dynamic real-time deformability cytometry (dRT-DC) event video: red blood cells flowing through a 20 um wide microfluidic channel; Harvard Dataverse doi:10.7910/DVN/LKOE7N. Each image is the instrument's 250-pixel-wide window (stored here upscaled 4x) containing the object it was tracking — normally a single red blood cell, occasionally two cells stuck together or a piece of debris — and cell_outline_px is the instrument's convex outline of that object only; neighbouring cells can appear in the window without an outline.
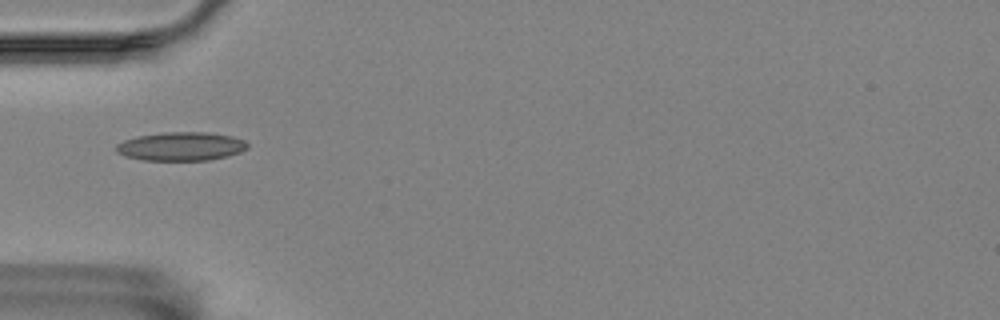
{"species": "Egyptian fruit bat (a non-hibernating species)", "species_latin": "Rousettus aegyptiacus", "temperature_condition": "room temperature", "stored_images_in_passage": 19, "camera_frame_rate_fps": 3000, "um_per_image_px": 0.085, "animal": {"sex": "female"}, "frame": {"image": 1, "passage_image": 1, "time_ms": 0.0, "image_size_px": [1000, 320], "cell_outline_px": [[248, 148], [240, 152], [228, 156], [208, 160], [144, 160], [128, 156], [116, 152], [116, 144], [124, 140], [136, 136], [164, 132], [208, 132], [232, 136], [244, 140], [248, 144]], "centroid_in_image_um": [15.41, 12.43], "position_along_channel_um": 69.6, "area_um2": 21.91}}
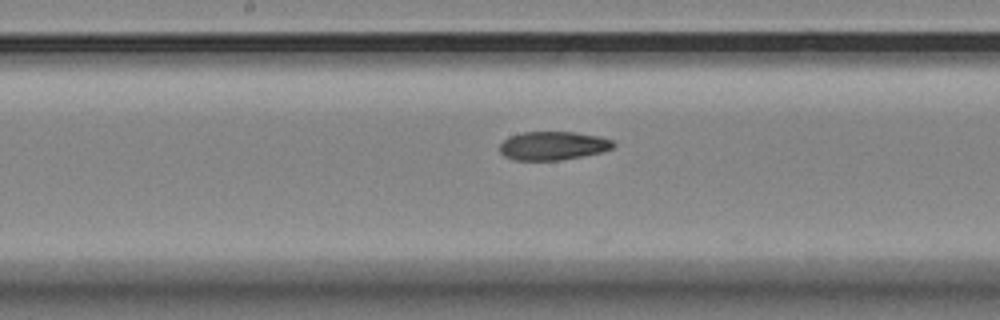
{"frame": {"image": 2, "passage_image": 12, "time_ms": 3.667, "image_size_px": [1000, 320], "cell_outline_px": [[616, 144], [612, 148], [600, 152], [560, 160], [516, 160], [504, 156], [500, 152], [500, 144], [508, 136], [520, 132], [576, 132], [600, 136], [612, 140]], "centroid_in_image_um": [46.98, 12.37], "position_along_channel_um": 201.2, "area_um2": 18.9}}
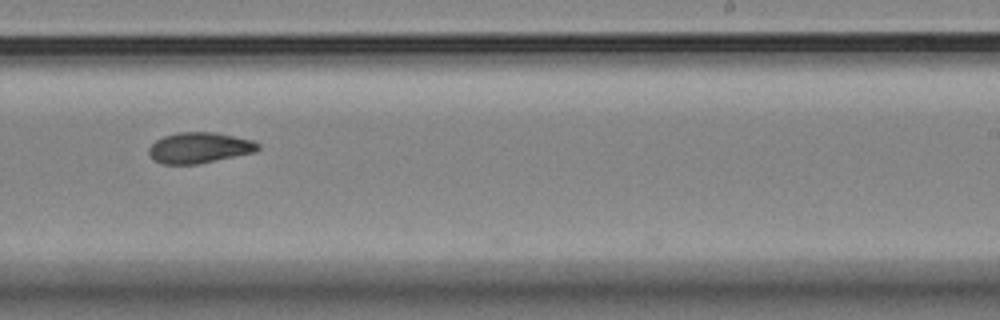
{"frame": {"image": 3, "passage_image": 18, "time_ms": 5.667, "image_size_px": [1000, 320], "cell_outline_px": [[260, 148], [256, 152], [196, 164], [164, 164], [156, 160], [148, 152], [148, 148], [156, 140], [164, 136], [176, 132], [216, 132], [252, 140], [260, 144]], "centroid_in_image_um": [16.97, 12.55], "position_along_channel_um": 272.0, "area_um2": 19.48}}